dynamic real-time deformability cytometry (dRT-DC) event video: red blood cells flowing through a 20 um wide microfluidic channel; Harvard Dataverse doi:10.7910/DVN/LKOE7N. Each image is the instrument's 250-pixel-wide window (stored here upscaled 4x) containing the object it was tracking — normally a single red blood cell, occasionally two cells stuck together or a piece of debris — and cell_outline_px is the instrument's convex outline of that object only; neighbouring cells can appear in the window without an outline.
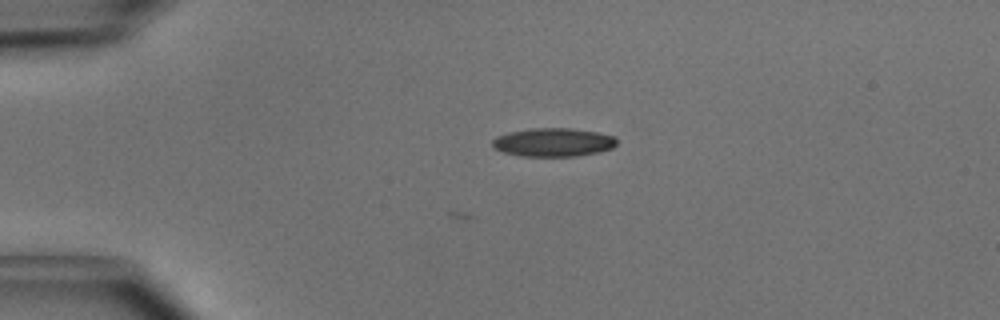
{"species": "common noctule bat (a hibernating species)", "species_latin": "Nyctalus noctula", "temperature_condition": "cold", "stored_images_in_passage": 3, "camera_frame_rate_fps": 3000, "um_per_image_px": 0.085, "animal": {"sex": "male", "body_mass_g": 15.6}, "frame": {"image": 1, "passage_image": 1, "time_ms": 0.0, "image_size_px": [1000, 320], "cell_outline_px": [[616, 144], [612, 148], [600, 152], [576, 156], [520, 156], [504, 152], [492, 148], [492, 140], [496, 136], [508, 132], [532, 128], [572, 128], [596, 132], [616, 136]], "centroid_in_image_um": [47.02, 12.09], "position_along_channel_um": 38.0, "area_um2": 20.81}}